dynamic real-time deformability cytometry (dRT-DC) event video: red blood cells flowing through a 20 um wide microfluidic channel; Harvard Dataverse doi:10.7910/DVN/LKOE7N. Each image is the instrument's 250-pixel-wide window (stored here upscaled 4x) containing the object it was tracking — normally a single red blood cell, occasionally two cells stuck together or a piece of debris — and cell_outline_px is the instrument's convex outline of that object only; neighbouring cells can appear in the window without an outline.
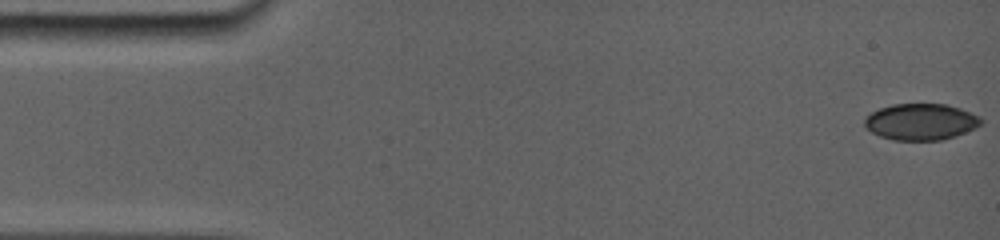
{"species": "common noctule bat (a hibernating species)", "species_latin": "Nyctalus noctula", "temperature_condition": "room temperature", "stored_images_in_passage": 8, "camera_frame_rate_fps": 5000, "um_per_image_px": 0.085, "animal": {"sex": "female", "body_mass_g": 19.0, "forearm_length_mm": 56.7}, "frame": {"image": 1, "passage_image": 1, "time_ms": 0.0, "image_size_px": [1000, 240], "cell_outline_px": [[980, 124], [964, 132], [952, 136], [936, 140], [896, 140], [880, 136], [872, 132], [864, 124], [864, 120], [872, 112], [880, 108], [892, 104], [944, 104], [960, 108], [976, 116], [980, 120]], "centroid_in_image_um": [78.2, 10.34], "position_along_channel_um": 6.8, "area_um2": 23.99}}